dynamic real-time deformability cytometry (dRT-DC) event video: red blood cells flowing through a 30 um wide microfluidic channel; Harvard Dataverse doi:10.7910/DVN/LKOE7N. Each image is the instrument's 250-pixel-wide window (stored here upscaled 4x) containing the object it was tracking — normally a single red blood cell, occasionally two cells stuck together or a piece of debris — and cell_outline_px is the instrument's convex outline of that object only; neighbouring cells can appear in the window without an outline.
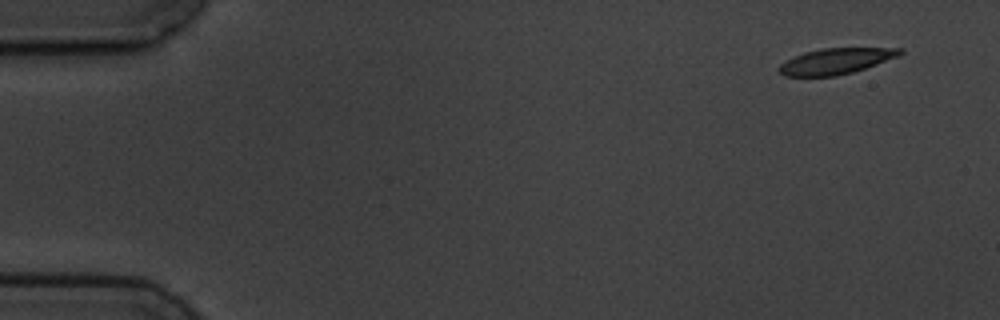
{"species": "common noctule bat (a hibernating species)", "species_latin": "Nyctalus noctula", "temperature_condition": "cold", "stored_images_in_passage": 4, "camera_frame_rate_fps": 3000, "um_per_image_px": 0.085, "animal": {"sex": "male", "body_mass_g": 19.5, "forearm_length_mm": 54.6}, "frame": {"image": 1, "passage_image": 1, "time_ms": 0.0, "image_size_px": [1000, 320], "cell_outline_px": [[904, 52], [900, 56], [852, 72], [836, 76], [784, 76], [776, 68], [780, 64], [792, 56], [804, 52], [820, 48], [904, 48]], "centroid_in_image_um": [71.03, 5.19], "position_along_channel_um": 14.0, "area_um2": 18.32}}
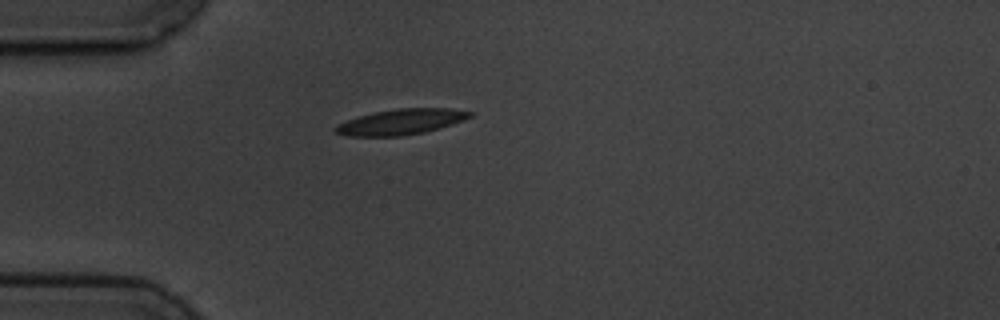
{"frame": {"image": 2, "passage_image": 4, "time_ms": 4.0, "image_size_px": [1000, 320], "cell_outline_px": [[476, 112], [472, 116], [452, 124], [424, 132], [400, 136], [348, 136], [336, 132], [332, 128], [348, 120], [372, 112], [396, 108], [452, 108]], "centroid_in_image_um": [34.12, 10.34], "position_along_channel_um": 50.9, "area_um2": 19.94}}